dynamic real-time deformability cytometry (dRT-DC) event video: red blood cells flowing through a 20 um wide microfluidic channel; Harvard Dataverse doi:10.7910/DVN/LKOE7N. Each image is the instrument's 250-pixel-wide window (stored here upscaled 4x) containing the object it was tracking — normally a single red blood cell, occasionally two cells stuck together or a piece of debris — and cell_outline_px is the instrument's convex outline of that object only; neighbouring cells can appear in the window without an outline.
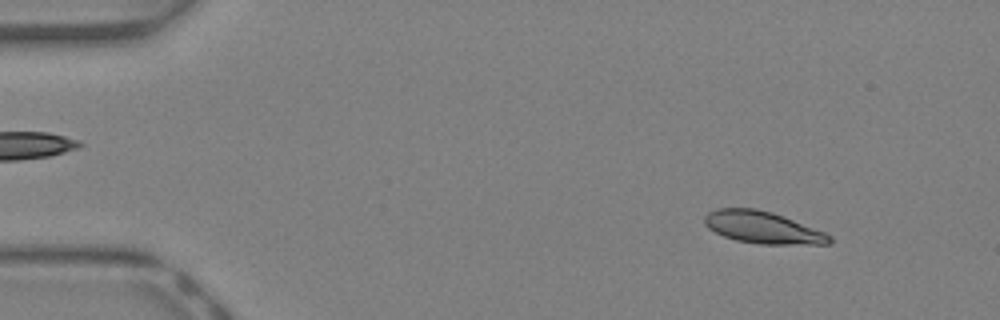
{"species": "Egyptian fruit bat (a non-hibernating species)", "species_latin": "Rousettus aegyptiacus", "temperature_condition": "warm", "stored_images_in_passage": 40, "camera_frame_rate_fps": 3000, "um_per_image_px": 0.085, "animal": {"sex": "female"}, "frame": {"image": 1, "passage_image": 4, "time_ms": 1.0, "image_size_px": [1000, 320], "cell_outline_px": [[832, 240], [828, 244], [760, 244], [736, 240], [724, 236], [708, 228], [704, 224], [704, 216], [708, 212], [716, 208], [756, 208], [772, 212], [784, 216], [824, 232], [832, 236]], "centroid_in_image_um": [64.81, 19.32], "position_along_channel_um": 20.2, "area_um2": 23.29}}
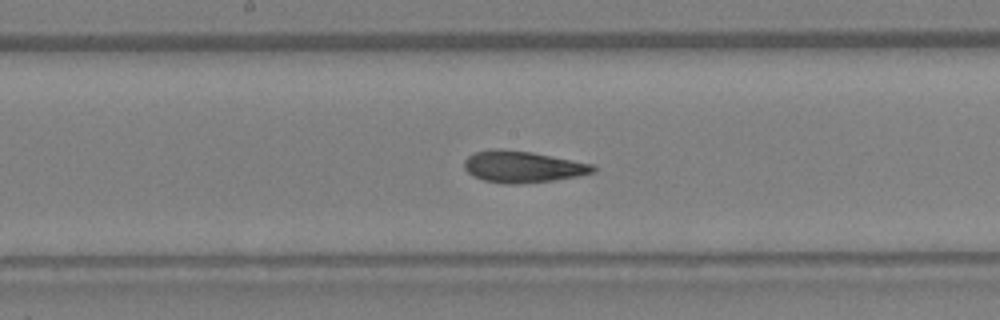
{"frame": {"image": 2, "passage_image": 21, "time_ms": 6.667, "image_size_px": [1000, 320], "cell_outline_px": [[596, 172], [576, 176], [552, 180], [516, 184], [504, 184], [484, 180], [472, 176], [464, 168], [464, 160], [468, 156], [476, 152], [492, 148], [500, 148], [532, 152], [596, 164]], "centroid_in_image_um": [44.43, 14.16], "position_along_channel_um": 203.8, "area_um2": 23.87}}
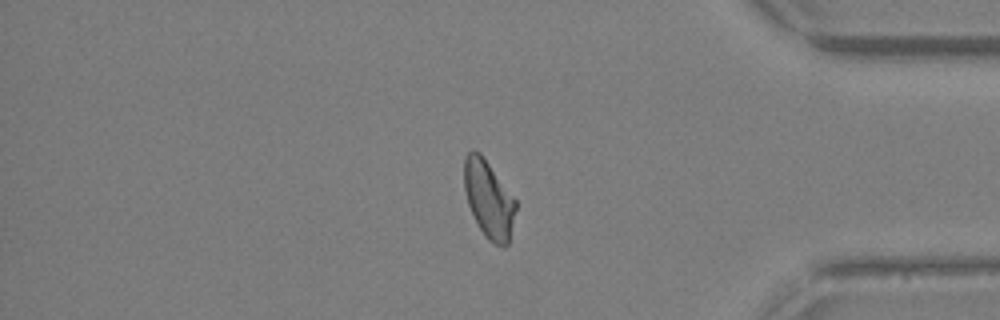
{"frame": {"image": 3, "passage_image": 34, "time_ms": 11.0, "image_size_px": [1000, 320], "cell_outline_px": [[516, 208], [508, 244], [504, 248], [488, 240], [484, 236], [468, 204], [464, 188], [464, 156], [472, 148], [480, 152], [516, 200]], "centroid_in_image_um": [41.53, 16.91], "position_along_channel_um": 393.7, "area_um2": 23.12}, "authors_computed_cell_mechanics": {"area_um2": 23.409, "velocity_mm_per_s": 4.9612, "shape_relaxation_time_tau1_ms": 4.7093, "shape_relaxation_time_tau2_ms": 1.2315, "deformation_change_tau1": 0.1681, "deformation_change_tau2": 0.0772}}